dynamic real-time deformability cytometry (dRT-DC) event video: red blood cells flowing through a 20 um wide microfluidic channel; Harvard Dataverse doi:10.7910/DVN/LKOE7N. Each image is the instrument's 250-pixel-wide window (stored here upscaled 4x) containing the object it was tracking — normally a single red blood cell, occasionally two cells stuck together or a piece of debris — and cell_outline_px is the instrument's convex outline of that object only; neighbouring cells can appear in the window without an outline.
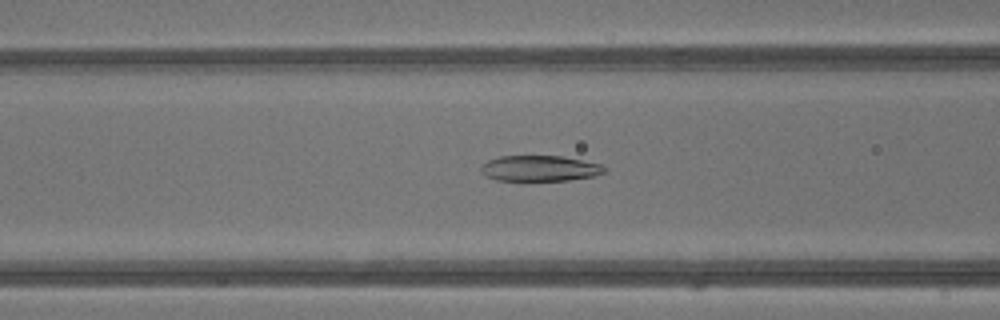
{"species": "common noctule bat (a hibernating species)", "species_latin": "Nyctalus noctula", "temperature_condition": "warm", "stored_images_in_passage": 42, "camera_frame_rate_fps": 3000, "um_per_image_px": 0.085, "animal": {"sex": "male", "body_mass_g": 13.3}, "frame": {"image": 1, "passage_image": 17, "time_ms": 5.333, "image_size_px": [1000, 320], "cell_outline_px": [[604, 172], [592, 176], [568, 180], [496, 180], [480, 172], [480, 168], [488, 160], [500, 156], [560, 156], [604, 164]], "centroid_in_image_um": [45.87, 14.3], "position_along_channel_um": 120.7, "area_um2": 18.26}}
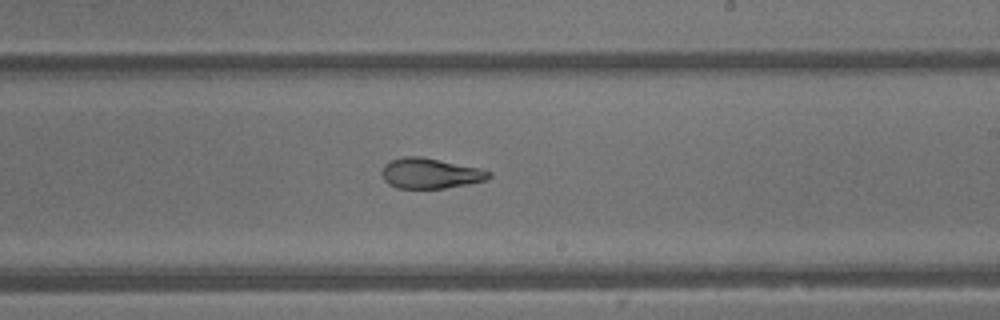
{"frame": {"image": 2, "passage_image": 25, "time_ms": 8.0, "image_size_px": [1000, 320], "cell_outline_px": [[492, 176], [488, 180], [468, 184], [444, 188], [396, 188], [388, 184], [384, 180], [380, 172], [384, 164], [388, 160], [404, 156], [420, 156], [480, 168], [492, 172]], "centroid_in_image_um": [36.55, 14.73], "position_along_channel_um": 252.4, "area_um2": 19.19}}
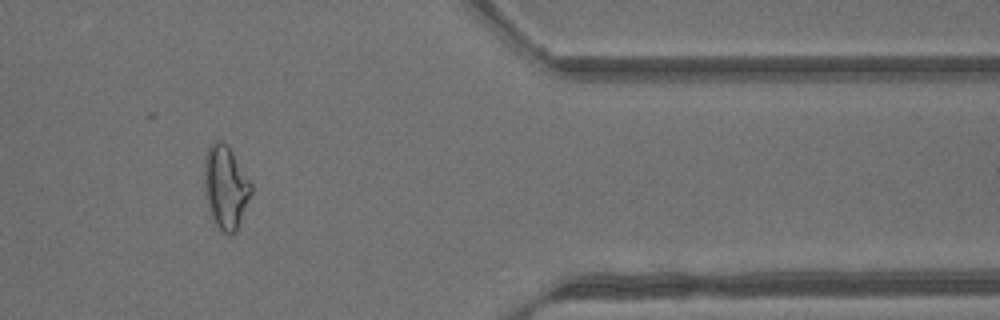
{"frame": {"image": 3, "passage_image": 35, "time_ms": 11.333, "image_size_px": [1000, 320], "cell_outline_px": [[252, 192], [236, 232], [228, 236], [212, 220], [208, 208], [204, 188], [204, 160], [208, 148], [216, 140], [220, 140], [228, 144], [252, 184]], "centroid_in_image_um": [19.17, 15.9], "position_along_channel_um": 392.2, "area_um2": 22.83}, "authors_computed_cell_mechanics": {"area_um2": 22.3975, "velocity_mm_per_s": 4.9411, "shape_relaxation_time_tau1_ms": 4.6635, "shape_relaxation_time_tau2_ms": 1.5918, "deformation_change_tau1": 0.2099, "deformation_change_tau2": 0.1059}}